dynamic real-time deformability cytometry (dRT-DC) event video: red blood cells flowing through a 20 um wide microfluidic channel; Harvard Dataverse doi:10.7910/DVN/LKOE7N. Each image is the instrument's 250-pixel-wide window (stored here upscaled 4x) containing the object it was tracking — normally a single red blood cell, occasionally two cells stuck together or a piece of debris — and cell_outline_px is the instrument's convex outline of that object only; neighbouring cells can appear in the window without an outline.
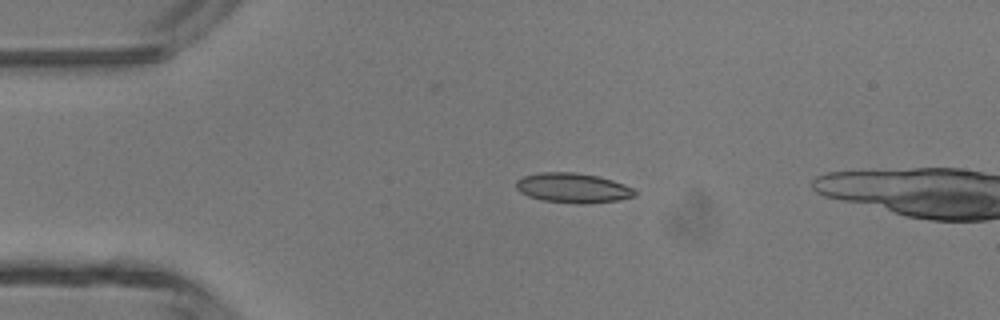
{"species": "common noctule bat (a hibernating species)", "species_latin": "Nyctalus noctula", "temperature_condition": "room temperature", "stored_images_in_passage": 13, "camera_frame_rate_fps": 3000, "um_per_image_px": 0.085, "animal": {"sex": "male", "body_mass_g": 13.3}, "frame": {"image": 1, "passage_image": 10, "time_ms": 3.0, "image_size_px": [1000, 320], "cell_outline_px": [[636, 196], [620, 200], [588, 204], [576, 204], [544, 200], [528, 196], [520, 192], [516, 188], [516, 180], [524, 176], [540, 172], [576, 172], [596, 176], [612, 180], [624, 184], [632, 188], [636, 192]], "centroid_in_image_um": [48.7, 15.98], "position_along_channel_um": 36.3, "area_um2": 20.69}}